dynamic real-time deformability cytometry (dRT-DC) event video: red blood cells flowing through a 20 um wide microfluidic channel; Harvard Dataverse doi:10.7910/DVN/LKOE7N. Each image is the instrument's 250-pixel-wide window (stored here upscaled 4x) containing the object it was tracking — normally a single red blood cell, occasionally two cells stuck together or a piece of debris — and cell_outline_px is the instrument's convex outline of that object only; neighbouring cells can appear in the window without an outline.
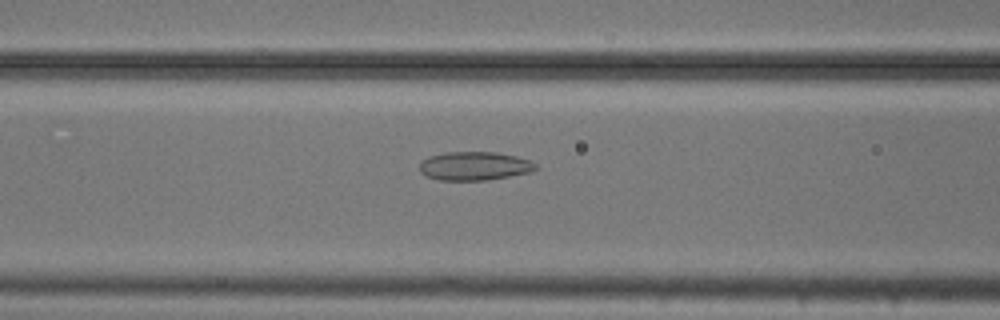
{"species": "common noctule bat (a hibernating species)", "species_latin": "Nyctalus noctula", "temperature_condition": "cold", "stored_images_in_passage": 45, "camera_frame_rate_fps": 3000, "um_per_image_px": 0.085, "animal": {"sex": "male", "body_mass_g": 20.5, "forearm_length_mm": 52.5}, "frame": {"image": 1, "passage_image": 13, "time_ms": 4.0, "image_size_px": [1000, 320], "cell_outline_px": [[536, 168], [532, 172], [488, 180], [440, 180], [428, 176], [420, 172], [420, 160], [428, 156], [444, 152], [496, 152], [516, 156], [528, 160], [536, 164]], "centroid_in_image_um": [40.31, 14.1], "position_along_channel_um": 126.3, "area_um2": 19.42}}
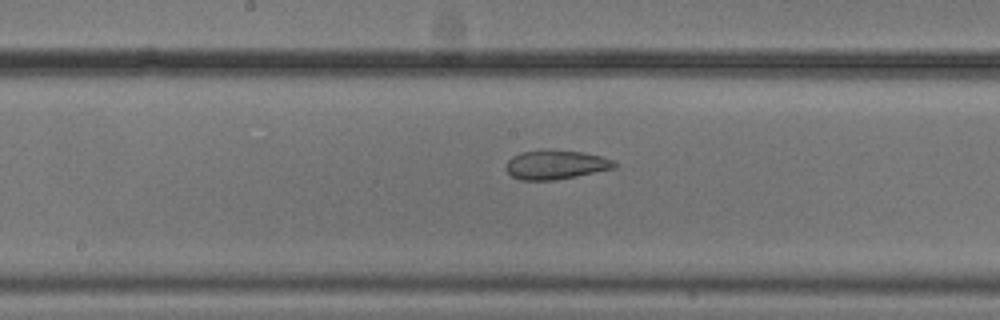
{"frame": {"image": 2, "passage_image": 19, "time_ms": 6.0, "image_size_px": [1000, 320], "cell_outline_px": [[616, 168], [556, 180], [520, 180], [512, 176], [504, 168], [504, 164], [512, 156], [520, 152], [584, 152], [616, 160]], "centroid_in_image_um": [47.24, 14.04], "position_along_channel_um": 201.0, "area_um2": 17.98}}
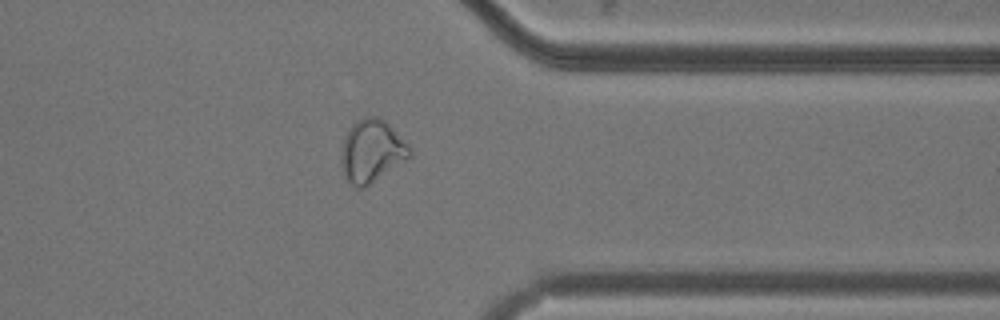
{"frame": {"image": 3, "passage_image": 34, "time_ms": 11.0, "image_size_px": [1000, 320], "cell_outline_px": [[412, 156], [364, 188], [356, 188], [348, 180], [340, 164], [340, 148], [344, 136], [348, 128], [356, 120], [364, 116], [376, 116], [384, 120], [412, 148]], "centroid_in_image_um": [31.57, 12.82], "position_along_channel_um": 379.8, "area_um2": 25.2}, "authors_computed_cell_mechanics": {"area_um2": 21.386, "velocity_mm_per_s": 3.7188, "shape_relaxation_time_tau1_ms": null, "shape_relaxation_time_tau2_ms": 2.2135, "deformation_change_tau1": null, "deformation_change_tau2": 0.0955}}